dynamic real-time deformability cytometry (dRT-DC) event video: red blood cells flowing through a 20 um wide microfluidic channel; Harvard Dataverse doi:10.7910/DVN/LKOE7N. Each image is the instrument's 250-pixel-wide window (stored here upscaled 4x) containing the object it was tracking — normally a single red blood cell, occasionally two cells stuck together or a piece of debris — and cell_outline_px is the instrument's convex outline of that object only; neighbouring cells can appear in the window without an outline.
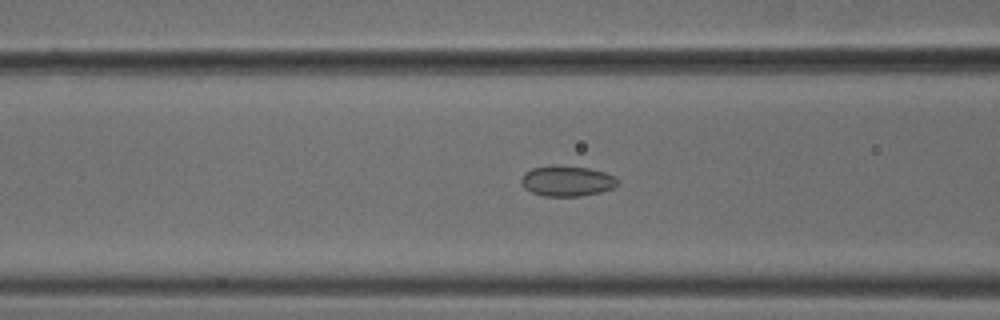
{"species": "common noctule bat (a hibernating species)", "species_latin": "Nyctalus noctula", "temperature_condition": "cold", "stored_images_in_passage": 49, "camera_frame_rate_fps": 3000, "um_per_image_px": 0.085, "animal": {"sex": "male", "body_mass_g": 18.8}, "frame": {"image": 1, "passage_image": 17, "time_ms": 5.333, "image_size_px": [1000, 320], "cell_outline_px": [[620, 180], [612, 188], [600, 192], [580, 196], [544, 196], [532, 192], [524, 188], [520, 184], [520, 180], [524, 172], [532, 168], [552, 164], [556, 164], [588, 168], [604, 172], [616, 176]], "centroid_in_image_um": [48.16, 15.36], "position_along_channel_um": 118.4, "area_um2": 17.4}}
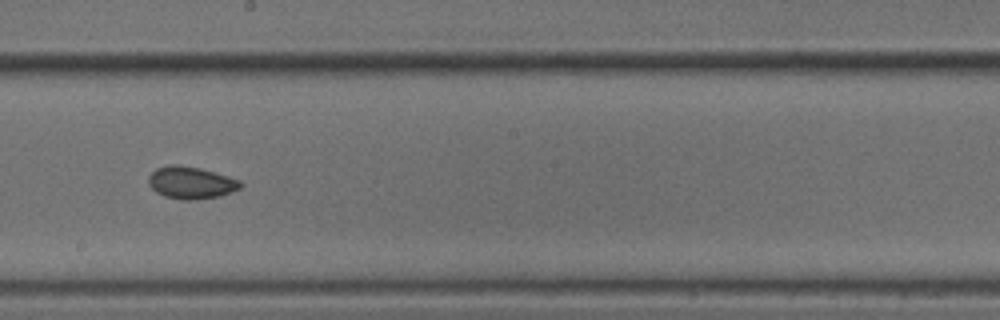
{"frame": {"image": 2, "passage_image": 26, "time_ms": 8.333, "image_size_px": [1000, 320], "cell_outline_px": [[244, 184], [240, 188], [232, 192], [220, 196], [196, 200], [184, 200], [164, 196], [156, 192], [148, 184], [148, 176], [156, 168], [168, 164], [176, 164], [200, 168], [228, 176], [240, 180]], "centroid_in_image_um": [16.23, 15.53], "position_along_channel_um": 232.0, "area_um2": 17.46}}
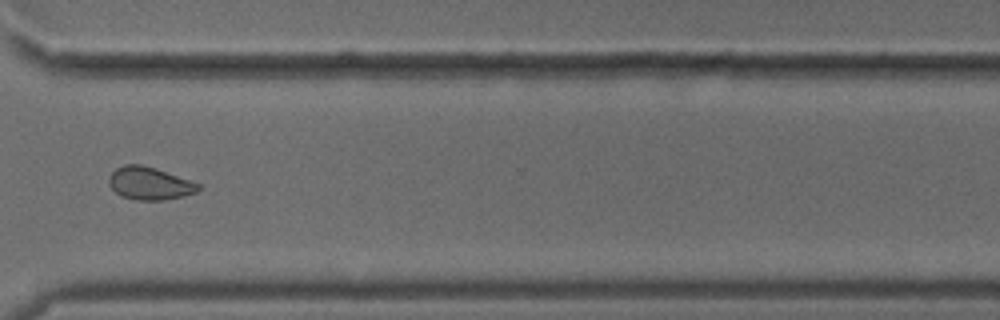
{"frame": {"image": 3, "passage_image": 36, "time_ms": 11.667, "image_size_px": [1000, 320], "cell_outline_px": [[200, 188], [196, 192], [184, 196], [164, 200], [136, 200], [120, 196], [108, 184], [108, 180], [112, 172], [116, 168], [124, 164], [140, 164], [156, 168], [200, 184]], "centroid_in_image_um": [12.69, 15.59], "position_along_channel_um": 357.9, "area_um2": 17.05}, "authors_computed_cell_mechanics": {"area_um2": 17.2244, "velocity_mm_per_s": 3.776, "shape_relaxation_time_tau1_ms": null, "shape_relaxation_time_tau2_ms": 2.7316, "deformation_change_tau1": null, "deformation_change_tau2": 0.0614}}